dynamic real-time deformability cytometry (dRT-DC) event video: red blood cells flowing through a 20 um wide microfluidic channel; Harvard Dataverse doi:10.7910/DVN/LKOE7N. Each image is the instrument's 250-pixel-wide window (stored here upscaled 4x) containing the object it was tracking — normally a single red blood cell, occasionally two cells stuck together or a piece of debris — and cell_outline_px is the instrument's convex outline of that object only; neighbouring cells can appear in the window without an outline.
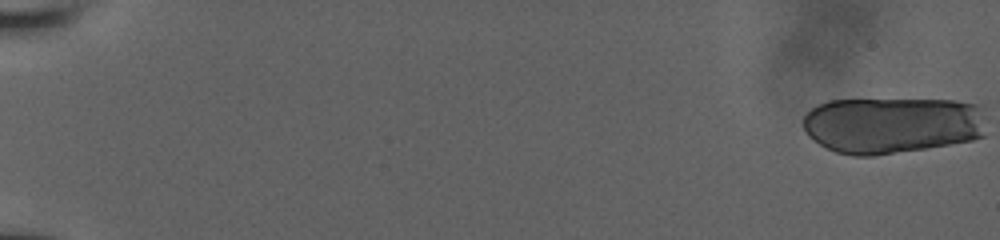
{"species": "human", "species_latin": "Homo sapiens", "temperature_condition": "room temperature", "stored_images_in_passage": 24, "camera_frame_rate_fps": 3000, "um_per_image_px": 0.085, "donor": {"sex": "male"}, "frame": {"image": 1, "passage_image": 1, "time_ms": 0.0, "image_size_px": [1000, 240], "cell_outline_px": [[984, 136], [972, 140], [924, 148], [872, 156], [852, 156], [836, 152], [820, 144], [808, 136], [804, 128], [804, 116], [816, 104], [828, 100], [956, 100], [984, 104]], "centroid_in_image_um": [75.87, 10.61], "position_along_channel_um": 9.1, "area_um2": 60.92}}